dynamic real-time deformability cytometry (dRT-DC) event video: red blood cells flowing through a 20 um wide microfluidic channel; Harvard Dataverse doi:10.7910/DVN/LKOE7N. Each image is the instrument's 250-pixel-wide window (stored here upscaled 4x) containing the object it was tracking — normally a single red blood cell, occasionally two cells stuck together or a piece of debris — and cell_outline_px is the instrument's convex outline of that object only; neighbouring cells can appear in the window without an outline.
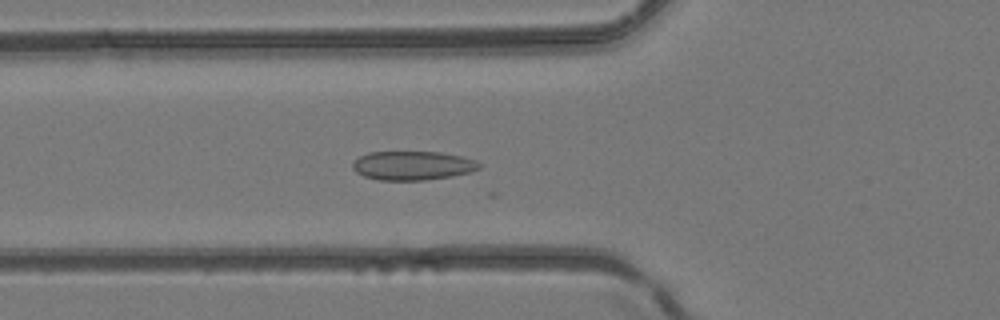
{"species": "common noctule bat (a hibernating species)", "species_latin": "Nyctalus noctula", "temperature_condition": "room temperature", "stored_images_in_passage": 27, "camera_frame_rate_fps": 3000, "um_per_image_px": 0.085, "animal": {"sex": "female", "body_mass_g": 24.6, "forearm_length_mm": 56.2}, "frame": {"image": 1, "passage_image": 19, "time_ms": 6.0, "image_size_px": [1000, 320], "cell_outline_px": [[480, 168], [472, 172], [452, 176], [424, 180], [380, 180], [364, 176], [356, 172], [352, 168], [352, 164], [360, 156], [368, 152], [440, 152], [460, 156], [476, 160], [480, 164]], "centroid_in_image_um": [35.08, 14.07], "position_along_channel_um": 90.7, "area_um2": 21.33}}
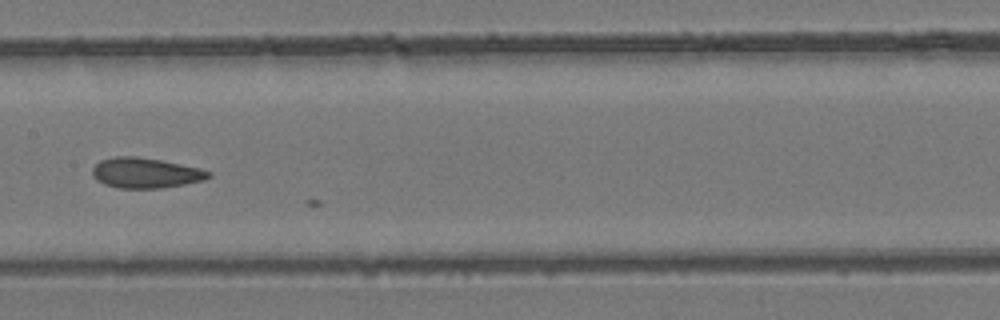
{"frame": {"image": 2, "passage_image": 26, "time_ms": 8.333, "image_size_px": [1000, 320], "cell_outline_px": [[212, 176], [204, 180], [184, 184], [160, 188], [120, 188], [104, 184], [96, 180], [92, 176], [92, 168], [100, 160], [116, 156], [136, 156], [160, 160], [200, 168], [212, 172]], "centroid_in_image_um": [12.36, 14.7], "position_along_channel_um": 195.0, "area_um2": 20.52}}